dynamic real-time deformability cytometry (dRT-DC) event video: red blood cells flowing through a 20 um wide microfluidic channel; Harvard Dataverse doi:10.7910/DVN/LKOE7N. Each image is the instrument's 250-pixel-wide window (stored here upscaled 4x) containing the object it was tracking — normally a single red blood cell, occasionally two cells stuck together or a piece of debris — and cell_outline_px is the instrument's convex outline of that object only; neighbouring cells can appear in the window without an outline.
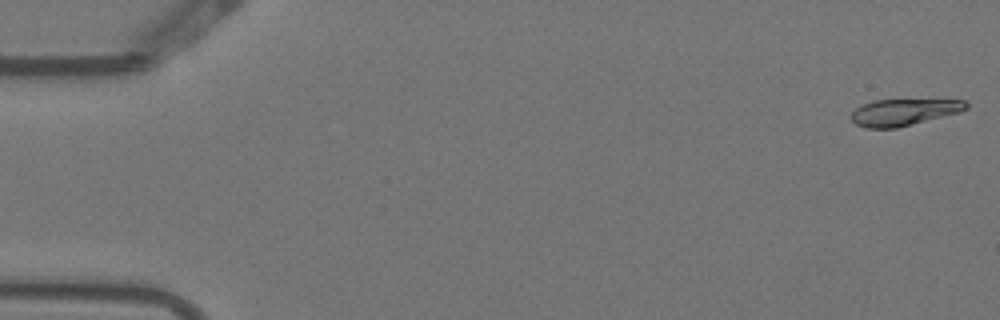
{"species": "Egyptian fruit bat (a non-hibernating species)", "species_latin": "Rousettus aegyptiacus", "temperature_condition": "warm", "stored_images_in_passage": 6, "camera_frame_rate_fps": 3000, "um_per_image_px": 0.085, "animal": {"sex": "female"}, "frame": {"image": 1, "passage_image": 1, "time_ms": 0.0, "image_size_px": [1000, 320], "cell_outline_px": [[968, 108], [960, 112], [896, 128], [864, 128], [856, 124], [852, 120], [852, 112], [856, 108], [872, 100], [964, 100], [968, 104]], "centroid_in_image_um": [76.81, 9.54], "position_along_channel_um": 8.2, "area_um2": 17.63}}
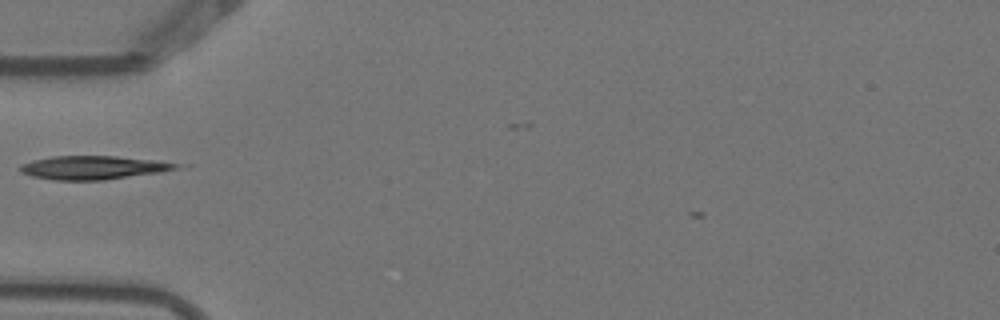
{"frame": {"image": 2, "passage_image": 5, "time_ms": 1.333, "image_size_px": [1000, 320], "cell_outline_px": [[188, 164], [176, 168], [160, 172], [104, 180], [52, 180], [32, 176], [20, 172], [20, 164], [32, 160], [52, 156], [116, 156], [160, 160]], "centroid_in_image_um": [7.96, 14.23], "position_along_channel_um": 77.0, "area_um2": 21.68}}
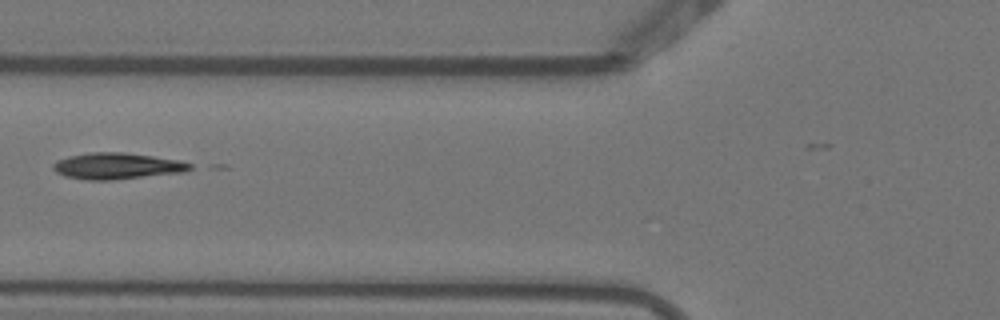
{"frame": {"image": 3, "passage_image": 6, "time_ms": 1.667, "image_size_px": [1000, 320], "cell_outline_px": [[192, 168], [184, 172], [112, 180], [88, 180], [64, 176], [56, 172], [52, 168], [52, 164], [56, 160], [68, 156], [92, 152], [124, 152], [180, 160], [192, 164]], "centroid_in_image_um": [9.92, 14.11], "position_along_channel_um": 115.9, "area_um2": 21.04}}